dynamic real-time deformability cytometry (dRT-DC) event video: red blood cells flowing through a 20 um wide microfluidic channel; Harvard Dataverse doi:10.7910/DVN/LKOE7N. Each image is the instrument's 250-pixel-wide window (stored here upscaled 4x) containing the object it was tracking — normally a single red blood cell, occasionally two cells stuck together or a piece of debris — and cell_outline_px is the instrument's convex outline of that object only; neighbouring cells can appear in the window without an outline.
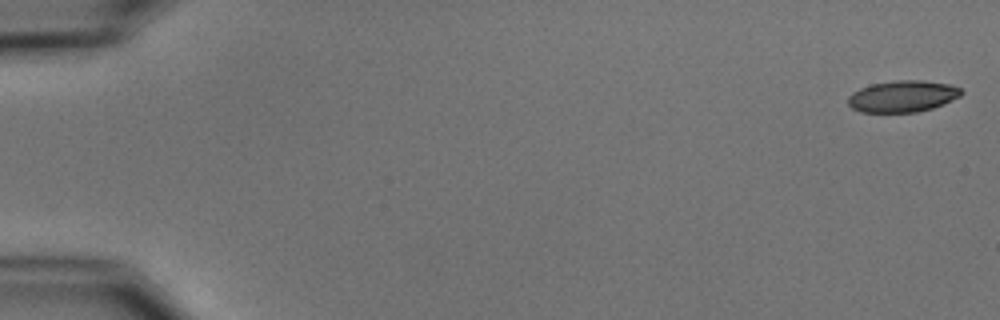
{"species": "common noctule bat (a hibernating species)", "species_latin": "Nyctalus noctula", "temperature_condition": "cold", "stored_images_in_passage": 3, "camera_frame_rate_fps": 3000, "um_per_image_px": 0.085, "animal": {"sex": "male", "body_mass_g": 15.6}, "frame": {"image": 1, "passage_image": 1, "time_ms": 0.0, "image_size_px": [1000, 320], "cell_outline_px": [[964, 92], [960, 96], [944, 104], [932, 108], [916, 112], [860, 112], [852, 108], [848, 104], [848, 96], [852, 92], [860, 88], [872, 84], [896, 80], [924, 80], [948, 84], [960, 88]], "centroid_in_image_um": [76.72, 8.18], "position_along_channel_um": 8.3, "area_um2": 20.87}}